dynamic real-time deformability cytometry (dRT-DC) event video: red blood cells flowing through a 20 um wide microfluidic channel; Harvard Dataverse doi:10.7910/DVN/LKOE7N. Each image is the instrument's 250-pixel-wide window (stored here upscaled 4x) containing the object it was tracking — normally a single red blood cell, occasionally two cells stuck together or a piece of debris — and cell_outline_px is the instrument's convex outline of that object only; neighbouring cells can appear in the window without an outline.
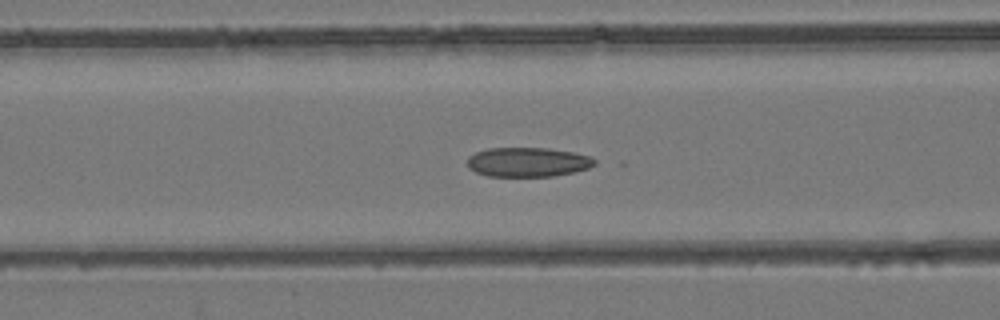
{"species": "common noctule bat (a hibernating species)", "species_latin": "Nyctalus noctula", "temperature_condition": "room temperature", "stored_images_in_passage": 55, "camera_frame_rate_fps": 3000, "um_per_image_px": 0.085, "animal": {"sex": "female", "body_mass_g": 24.6, "forearm_length_mm": 56.2}, "frame": {"image": 1, "passage_image": 23, "time_ms": 7.333, "image_size_px": [1000, 320], "cell_outline_px": [[596, 164], [588, 168], [576, 172], [552, 176], [488, 176], [476, 172], [468, 168], [468, 156], [476, 152], [488, 148], [548, 148], [572, 152], [588, 156], [596, 160]], "centroid_in_image_um": [44.86, 13.78], "position_along_channel_um": 121.7, "area_um2": 21.79}}
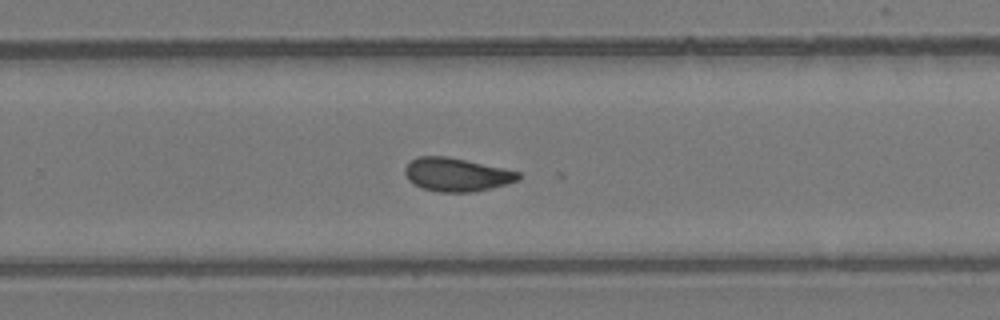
{"frame": {"image": 2, "passage_image": 36, "time_ms": 11.667, "image_size_px": [1000, 320], "cell_outline_px": [[520, 180], [508, 184], [472, 192], [436, 192], [412, 184], [408, 180], [404, 172], [404, 168], [412, 160], [420, 156], [448, 156], [504, 168], [520, 172]], "centroid_in_image_um": [38.82, 14.84], "position_along_channel_um": 291.0, "area_um2": 22.2}}
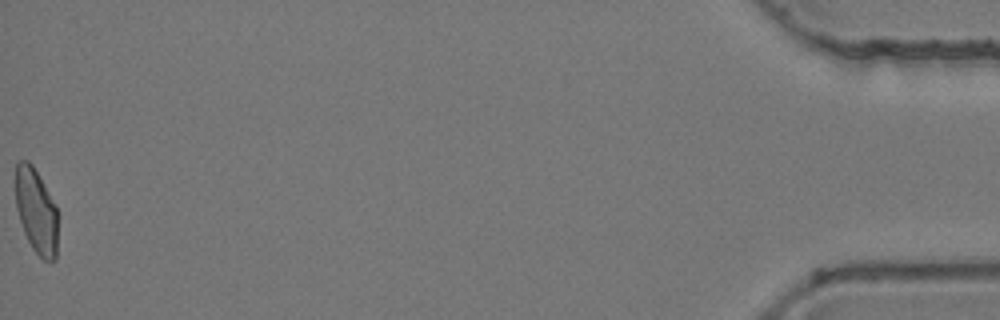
{"frame": {"image": 3, "passage_image": 55, "time_ms": 18.0, "image_size_px": [1000, 320], "cell_outline_px": [[56, 260], [44, 260], [32, 248], [24, 232], [16, 208], [16, 160], [28, 160], [32, 164], [56, 204]], "centroid_in_image_um": [3.06, 17.9], "position_along_channel_um": 432.1, "area_um2": 20.69}, "authors_computed_cell_mechanics": {"area_um2": 22.4842, "velocity_mm_per_s": 3.9065, "shape_relaxation_time_tau1_ms": null, "shape_relaxation_time_tau2_ms": 2.7491, "deformation_change_tau1": null, "deformation_change_tau2": 0.079}}